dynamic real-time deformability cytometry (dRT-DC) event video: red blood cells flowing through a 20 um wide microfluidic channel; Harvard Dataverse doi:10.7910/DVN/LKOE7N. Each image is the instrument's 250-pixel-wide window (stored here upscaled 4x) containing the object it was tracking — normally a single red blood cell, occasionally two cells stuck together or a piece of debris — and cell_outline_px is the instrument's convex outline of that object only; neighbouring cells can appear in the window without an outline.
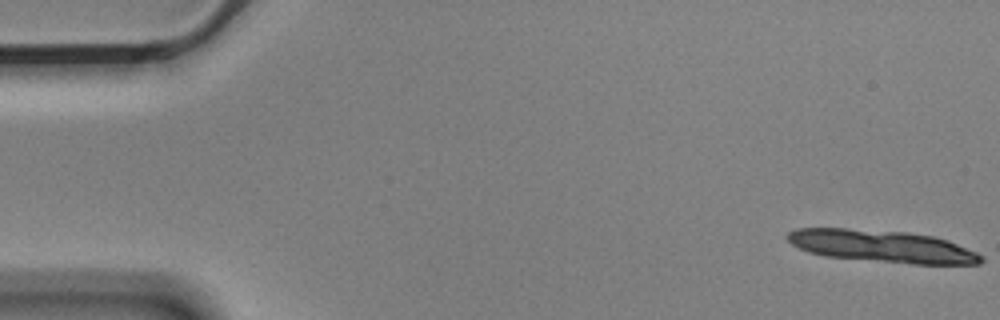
{"species": "Egyptian fruit bat (a non-hibernating species)", "species_latin": "Rousettus aegyptiacus", "temperature_condition": "cold", "stored_images_in_passage": 9, "camera_frame_rate_fps": 3000, "um_per_image_px": 0.085, "animal": {"sex": "male"}, "frame": {"image": 1, "passage_image": 1, "time_ms": 0.0, "image_size_px": [1000, 320], "cell_outline_px": [[984, 260], [980, 264], [912, 264], [824, 256], [808, 252], [792, 244], [784, 236], [788, 232], [796, 228], [844, 228], [908, 232], [932, 236], [948, 240], [976, 252], [984, 256]], "centroid_in_image_um": [74.97, 20.93], "position_along_channel_um": 10.0, "area_um2": 36.47}}
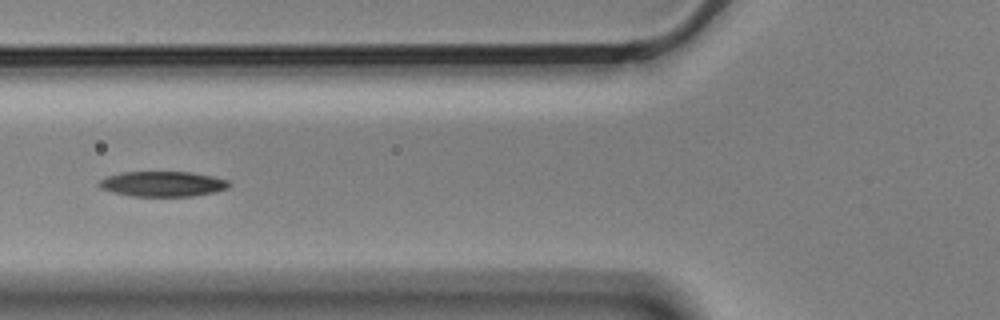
{"frame": {"image": 2, "passage_image": 7, "time_ms": 2.0, "image_size_px": [1000, 320], "cell_outline_px": [[232, 184], [228, 188], [216, 192], [192, 196], [132, 196], [112, 192], [100, 188], [96, 184], [100, 180], [108, 176], [120, 172], [192, 172], [212, 176], [228, 180]], "centroid_in_image_um": [13.84, 15.63], "position_along_channel_um": 112.0, "area_um2": 19.25}}
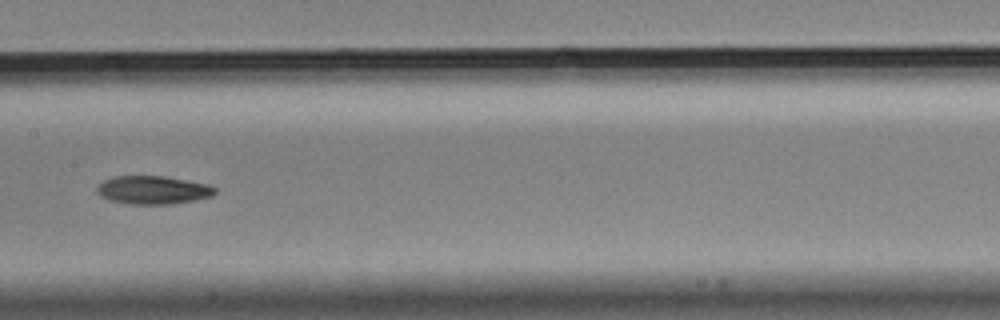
{"frame": {"image": 3, "passage_image": 9, "time_ms": 2.667, "image_size_px": [1000, 320], "cell_outline_px": [[216, 192], [212, 196], [196, 200], [172, 204], [128, 204], [112, 200], [100, 196], [96, 192], [96, 188], [104, 180], [112, 176], [164, 176], [208, 184], [216, 188]], "centroid_in_image_um": [13.01, 16.15], "position_along_channel_um": 194.4, "area_um2": 19.48}}